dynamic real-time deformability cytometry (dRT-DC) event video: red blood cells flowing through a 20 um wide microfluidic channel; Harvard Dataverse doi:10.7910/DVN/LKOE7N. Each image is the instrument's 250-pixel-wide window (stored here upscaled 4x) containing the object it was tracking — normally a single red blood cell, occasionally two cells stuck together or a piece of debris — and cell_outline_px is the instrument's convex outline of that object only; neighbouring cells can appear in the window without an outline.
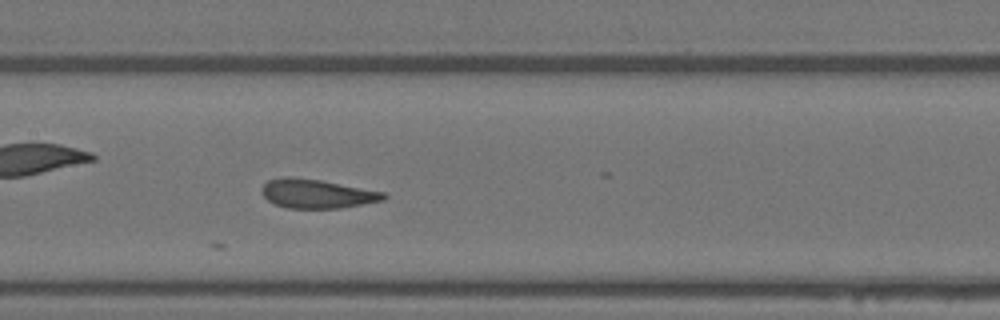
{"species": "Egyptian fruit bat (a non-hibernating species)", "species_latin": "Rousettus aegyptiacus", "temperature_condition": "warm", "stored_images_in_passage": 8, "camera_frame_rate_fps": 3000, "um_per_image_px": 0.085, "animal": {"sex": "female"}, "frame": {"image": 1, "passage_image": 8, "time_ms": 2.333, "image_size_px": [1000, 320], "cell_outline_px": [[388, 196], [384, 200], [364, 204], [340, 208], [288, 208], [276, 204], [268, 200], [260, 192], [260, 188], [268, 180], [284, 176], [292, 176], [320, 180], [384, 192]], "centroid_in_image_um": [26.91, 16.46], "position_along_channel_um": 180.5, "area_um2": 20.63}}